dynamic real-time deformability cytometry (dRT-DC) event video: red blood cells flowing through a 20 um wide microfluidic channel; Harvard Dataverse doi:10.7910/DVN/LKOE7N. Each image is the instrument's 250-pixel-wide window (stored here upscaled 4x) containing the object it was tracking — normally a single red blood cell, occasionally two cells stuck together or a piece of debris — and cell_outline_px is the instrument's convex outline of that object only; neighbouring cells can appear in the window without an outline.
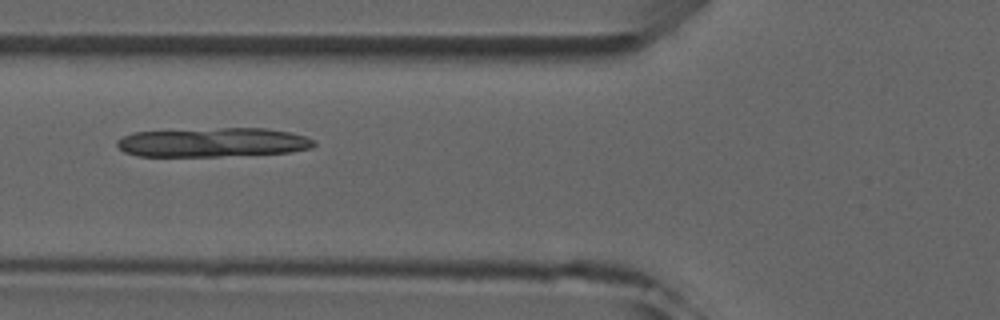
{"species": "common noctule bat (a hibernating species)", "species_latin": "Nyctalus noctula", "temperature_condition": "room temperature", "stored_images_in_passage": 6, "camera_frame_rate_fps": 3000, "um_per_image_px": 0.085, "animal": {"sex": "male", "forearm_length_mm": 52.5}, "frame": {"image": 1, "passage_image": 5, "time_ms": 4.333, "image_size_px": [1000, 320], "cell_outline_px": [[316, 144], [312, 148], [292, 152], [220, 156], [140, 156], [124, 152], [116, 144], [116, 140], [132, 132], [220, 128], [264, 128], [292, 132], [316, 140]], "centroid_in_image_um": [18.13, 12.1], "position_along_channel_um": 107.7, "area_um2": 33.58}}
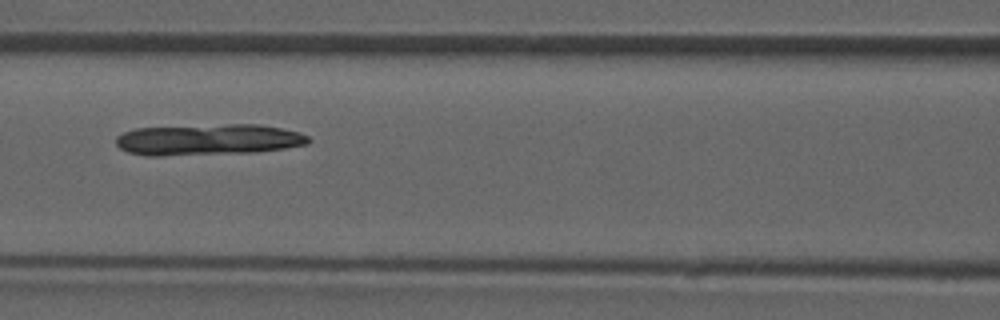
{"frame": {"image": 2, "passage_image": 6, "time_ms": 5.333, "image_size_px": [1000, 320], "cell_outline_px": [[312, 140], [308, 144], [284, 148], [256, 152], [160, 156], [144, 156], [128, 152], [120, 148], [116, 144], [116, 136], [124, 132], [136, 128], [228, 124], [256, 124], [280, 128], [300, 132], [308, 136]], "centroid_in_image_um": [17.69, 11.87], "position_along_channel_um": 148.9, "area_um2": 35.08}}